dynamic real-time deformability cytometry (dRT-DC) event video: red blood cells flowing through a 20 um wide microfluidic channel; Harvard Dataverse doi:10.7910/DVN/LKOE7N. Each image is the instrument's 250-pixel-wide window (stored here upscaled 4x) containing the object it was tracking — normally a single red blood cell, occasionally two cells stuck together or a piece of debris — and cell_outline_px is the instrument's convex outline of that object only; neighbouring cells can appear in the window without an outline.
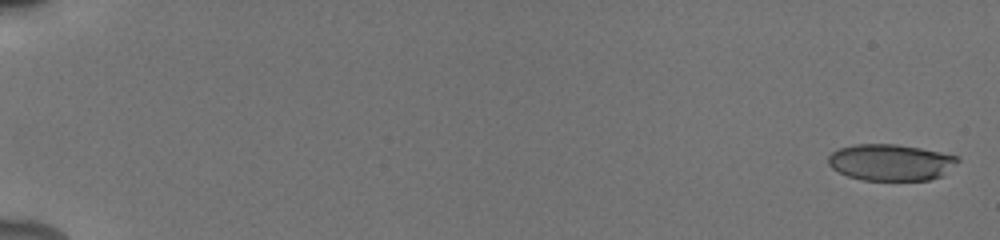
{"species": "human", "species_latin": "Homo sapiens", "temperature_condition": "cold", "stored_images_in_passage": 5, "camera_frame_rate_fps": 3000, "um_per_image_px": 0.085, "donor": {"sex": "male"}, "frame": {"image": 1, "passage_image": 1, "time_ms": 0.0, "image_size_px": [1000, 240], "cell_outline_px": [[960, 160], [956, 164], [940, 176], [928, 180], [864, 180], [848, 176], [832, 168], [828, 164], [828, 156], [832, 152], [840, 148], [852, 144], [896, 144], [920, 148], [960, 156]], "centroid_in_image_um": [75.71, 13.79], "position_along_channel_um": 9.3, "area_um2": 27.46}}